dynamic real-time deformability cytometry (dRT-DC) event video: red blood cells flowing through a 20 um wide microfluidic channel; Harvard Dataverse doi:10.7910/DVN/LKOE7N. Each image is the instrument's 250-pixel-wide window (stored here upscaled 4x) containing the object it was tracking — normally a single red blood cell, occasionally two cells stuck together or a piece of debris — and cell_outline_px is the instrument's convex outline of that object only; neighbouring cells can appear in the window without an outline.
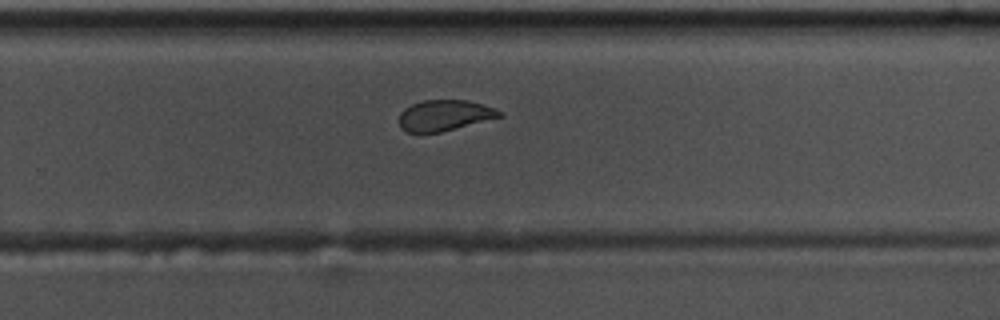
{"species": "common noctule bat (a hibernating species)", "species_latin": "Nyctalus noctula", "temperature_condition": "warm", "stored_images_in_passage": 36, "camera_frame_rate_fps": 3000, "um_per_image_px": 0.085, "animal": {"sex": "male", "body_mass_g": 17.5, "forearm_length_mm": 52.3}, "frame": {"image": 1, "passage_image": 20, "time_ms": 6.333, "image_size_px": [1000, 320], "cell_outline_px": [[504, 116], [440, 132], [408, 132], [400, 128], [400, 112], [404, 108], [412, 104], [424, 100], [468, 100], [492, 108], [500, 112]], "centroid_in_image_um": [37.75, 9.8], "position_along_channel_um": 292.0, "area_um2": 17.74}}
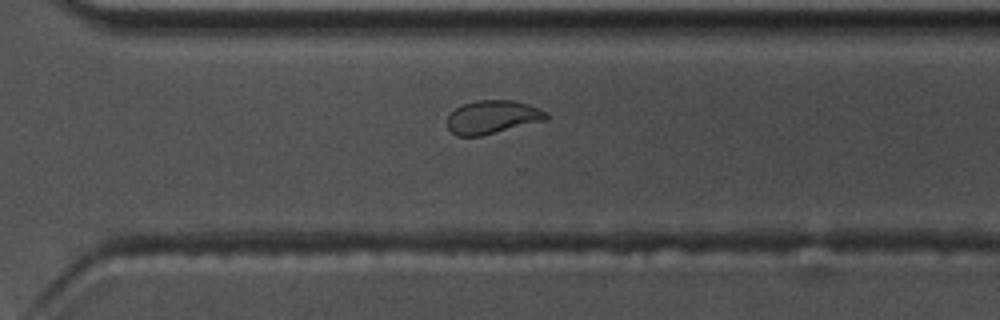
{"frame": {"image": 2, "passage_image": 23, "time_ms": 7.333, "image_size_px": [1000, 320], "cell_outline_px": [[548, 120], [480, 136], [456, 136], [448, 128], [448, 116], [456, 108], [464, 104], [476, 100], [512, 100], [528, 104], [548, 112]], "centroid_in_image_um": [41.89, 9.95], "position_along_channel_um": 328.7, "area_um2": 19.25}}
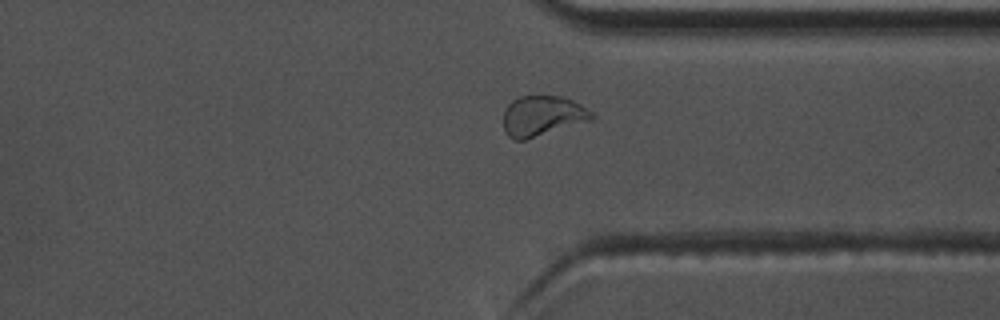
{"frame": {"image": 3, "passage_image": 26, "time_ms": 8.333, "image_size_px": [1000, 320], "cell_outline_px": [[596, 116], [592, 120], [524, 140], [516, 140], [508, 136], [504, 128], [504, 112], [508, 104], [512, 100], [520, 96], [560, 96], [572, 100], [580, 104], [592, 112]], "centroid_in_image_um": [46.11, 9.85], "position_along_channel_um": 365.3, "area_um2": 20.63}}